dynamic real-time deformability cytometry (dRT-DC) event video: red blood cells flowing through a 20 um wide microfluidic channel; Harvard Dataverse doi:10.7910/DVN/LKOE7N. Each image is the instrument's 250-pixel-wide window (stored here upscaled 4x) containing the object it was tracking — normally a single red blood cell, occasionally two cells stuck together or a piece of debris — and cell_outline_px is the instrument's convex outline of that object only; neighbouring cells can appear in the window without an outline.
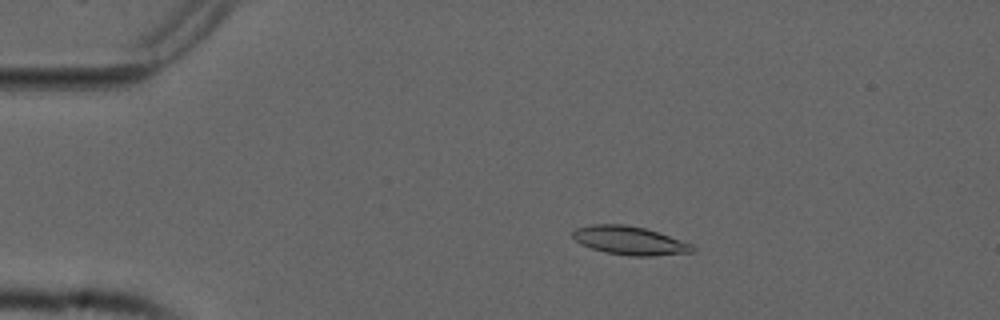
{"species": "common noctule bat (a hibernating species)", "species_latin": "Nyctalus noctula", "temperature_condition": "cold", "stored_images_in_passage": 55, "camera_frame_rate_fps": 3000, "um_per_image_px": 0.085, "animal": {"sex": "male", "forearm_length_mm": 52.5}, "frame": {"image": 1, "passage_image": 11, "time_ms": 3.333, "image_size_px": [1000, 320], "cell_outline_px": [[696, 248], [692, 252], [652, 256], [628, 256], [604, 252], [580, 244], [572, 236], [572, 232], [576, 228], [592, 224], [624, 224], [644, 228], [692, 244]], "centroid_in_image_um": [53.49, 20.45], "position_along_channel_um": 31.5, "area_um2": 19.77}}
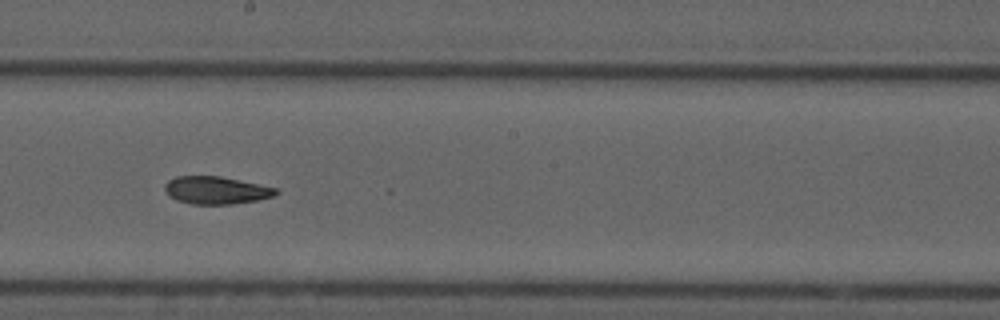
{"frame": {"image": 2, "passage_image": 31, "time_ms": 10.0, "image_size_px": [1000, 320], "cell_outline_px": [[280, 192], [272, 196], [256, 200], [232, 204], [192, 204], [176, 200], [168, 196], [164, 188], [164, 184], [168, 180], [176, 176], [220, 176], [276, 188]], "centroid_in_image_um": [18.31, 16.17], "position_along_channel_um": 229.9, "area_um2": 17.8}}
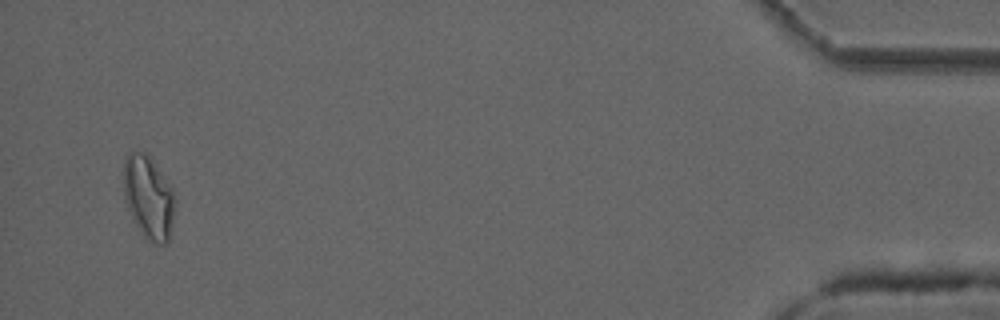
{"frame": {"image": 3, "passage_image": 53, "time_ms": 17.333, "image_size_px": [1000, 320], "cell_outline_px": [[176, 208], [168, 240], [164, 244], [156, 244], [148, 240], [140, 232], [132, 220], [124, 200], [124, 160], [128, 152], [144, 152], [152, 156], [172, 188], [176, 200]], "centroid_in_image_um": [12.64, 16.76], "position_along_channel_um": 422.6, "area_um2": 25.43}, "authors_computed_cell_mechanics": {"area_um2": 19.1318, "velocity_mm_per_s": 3.7562, "shape_relaxation_time_tau1_ms": 7.7942, "shape_relaxation_time_tau2_ms": 4.9239, "deformation_change_tau1": 0.1927, "deformation_change_tau2": 0.1138}}